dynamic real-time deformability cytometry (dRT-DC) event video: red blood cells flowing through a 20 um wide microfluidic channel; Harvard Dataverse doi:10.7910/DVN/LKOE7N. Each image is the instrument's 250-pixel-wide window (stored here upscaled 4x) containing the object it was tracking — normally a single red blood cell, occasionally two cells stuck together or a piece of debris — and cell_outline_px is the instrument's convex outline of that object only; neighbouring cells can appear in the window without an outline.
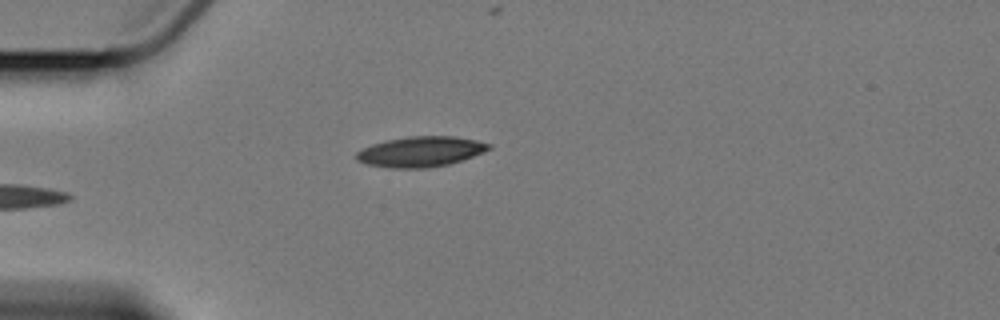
{"species": "Egyptian fruit bat (a non-hibernating species)", "species_latin": "Rousettus aegyptiacus", "temperature_condition": "cold", "stored_images_in_passage": 3, "camera_frame_rate_fps": 3000, "um_per_image_px": 0.085, "animal": {"sex": "female"}, "frame": {"image": 1, "passage_image": 3, "time_ms": 2.667, "image_size_px": [1000, 320], "cell_outline_px": [[492, 148], [484, 152], [448, 164], [428, 168], [392, 168], [368, 164], [356, 160], [356, 152], [372, 144], [388, 140], [412, 136], [452, 136], [476, 140], [492, 144]], "centroid_in_image_um": [35.77, 12.89], "position_along_channel_um": 49.2, "area_um2": 23.18}}